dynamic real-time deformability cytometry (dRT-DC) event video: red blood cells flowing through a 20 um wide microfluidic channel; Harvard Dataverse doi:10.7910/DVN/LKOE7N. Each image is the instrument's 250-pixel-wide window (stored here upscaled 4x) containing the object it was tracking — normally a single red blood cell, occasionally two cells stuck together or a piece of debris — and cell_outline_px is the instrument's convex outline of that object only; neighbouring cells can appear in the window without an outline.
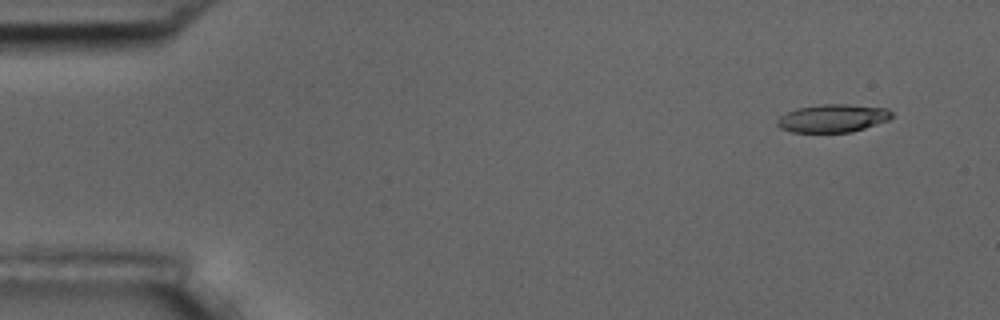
{"species": "common noctule bat (a hibernating species)", "species_latin": "Nyctalus noctula", "temperature_condition": "room temperature", "stored_images_in_passage": 10, "camera_frame_rate_fps": 3000, "um_per_image_px": 0.085, "animal": {"sex": "male", "body_mass_g": 17.5, "forearm_length_mm": 52.3}, "frame": {"image": 1, "passage_image": 2, "time_ms": 0.333, "image_size_px": [1000, 320], "cell_outline_px": [[892, 116], [888, 120], [852, 132], [792, 132], [780, 128], [776, 124], [776, 120], [780, 116], [796, 108], [820, 104], [848, 104], [888, 108], [892, 112]], "centroid_in_image_um": [70.77, 10.04], "position_along_channel_um": 14.2, "area_um2": 18.73}}
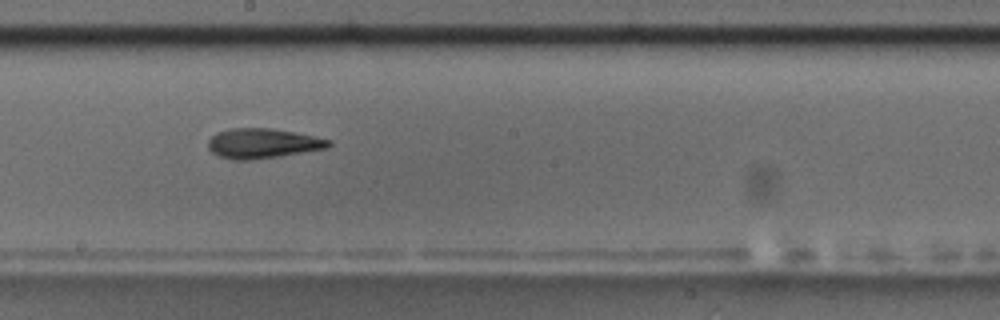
{"frame": {"image": 2, "passage_image": 9, "time_ms": 2.667, "image_size_px": [1000, 320], "cell_outline_px": [[332, 144], [328, 148], [280, 156], [252, 160], [232, 160], [220, 156], [212, 152], [208, 148], [208, 140], [216, 132], [232, 128], [268, 128], [292, 132], [332, 140]], "centroid_in_image_um": [22.31, 12.19], "position_along_channel_um": 225.9, "area_um2": 20.92}}
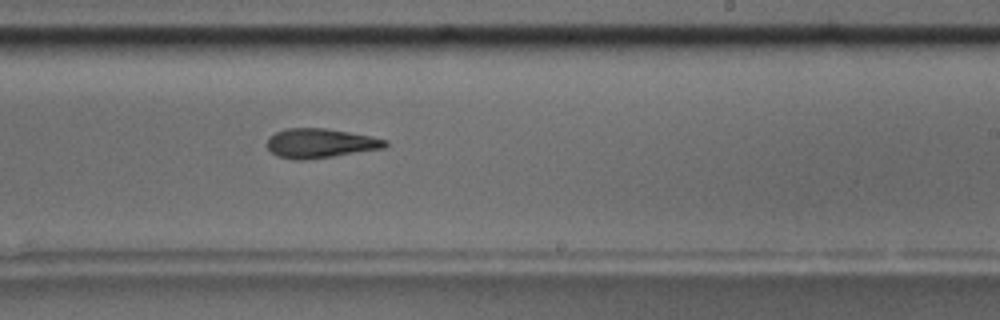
{"frame": {"image": 3, "passage_image": 10, "time_ms": 3.0, "image_size_px": [1000, 320], "cell_outline_px": [[388, 144], [384, 148], [332, 156], [304, 160], [296, 160], [276, 156], [268, 148], [268, 136], [276, 132], [288, 128], [324, 128], [372, 136], [388, 140]], "centroid_in_image_um": [27.22, 12.17], "position_along_channel_um": 261.8, "area_um2": 20.11}}